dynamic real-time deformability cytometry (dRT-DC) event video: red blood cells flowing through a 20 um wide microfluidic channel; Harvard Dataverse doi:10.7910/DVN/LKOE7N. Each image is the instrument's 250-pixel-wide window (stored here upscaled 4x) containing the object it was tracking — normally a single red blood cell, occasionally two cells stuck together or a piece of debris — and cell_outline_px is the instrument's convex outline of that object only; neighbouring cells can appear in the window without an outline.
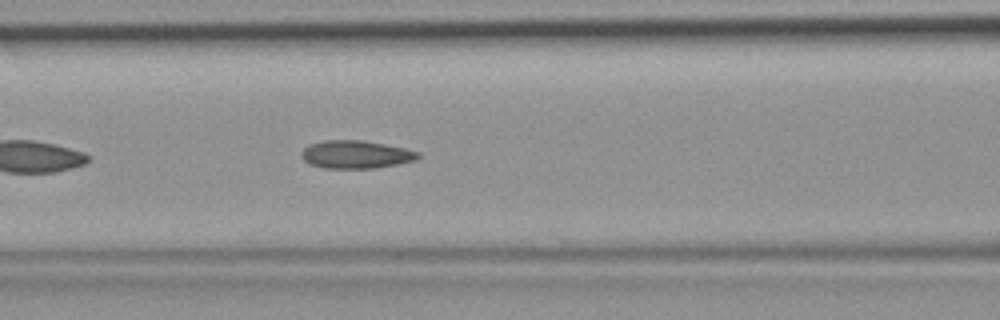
{"species": "common noctule bat (a hibernating species)", "species_latin": "Nyctalus noctula", "temperature_condition": "room temperature", "stored_images_in_passage": 11, "camera_frame_rate_fps": 3000, "um_per_image_px": 0.085, "animal": {"sex": "female", "body_mass_g": 19.9}, "frame": {"image": 1, "passage_image": 8, "time_ms": 2.333, "image_size_px": [1000, 320], "cell_outline_px": [[420, 156], [416, 160], [396, 164], [372, 168], [324, 168], [312, 164], [304, 160], [300, 156], [300, 152], [308, 144], [324, 140], [360, 140], [384, 144], [404, 148], [420, 152]], "centroid_in_image_um": [30.22, 13.12], "position_along_channel_um": 136.4, "area_um2": 18.9}}